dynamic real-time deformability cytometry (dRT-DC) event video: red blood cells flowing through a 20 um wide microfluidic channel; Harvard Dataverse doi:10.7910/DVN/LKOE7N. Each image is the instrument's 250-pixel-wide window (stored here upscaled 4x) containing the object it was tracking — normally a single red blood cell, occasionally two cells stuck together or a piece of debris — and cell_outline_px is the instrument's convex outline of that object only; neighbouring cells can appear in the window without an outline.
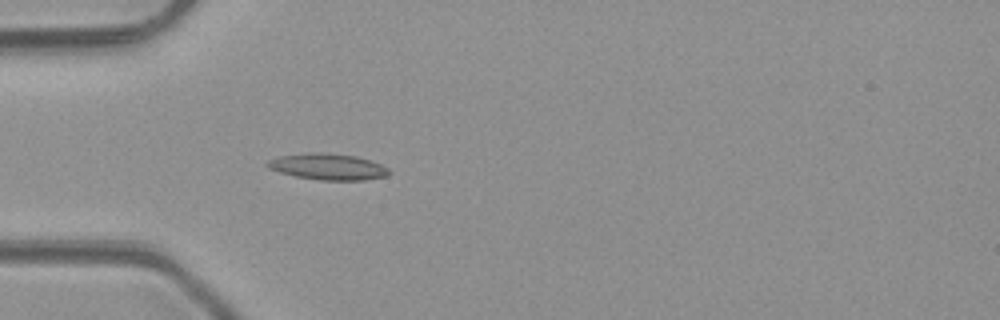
{"species": "common noctule bat (a hibernating species)", "species_latin": "Nyctalus noctula", "temperature_condition": "room temperature", "stored_images_in_passage": 2, "camera_frame_rate_fps": 3000, "um_per_image_px": 0.085, "animal": {"sex": "male", "body_mass_g": 23.1, "forearm_length_mm": 52.7}, "frame": {"image": 1, "passage_image": 2, "time_ms": 1.0, "image_size_px": [1000, 320], "cell_outline_px": [[392, 172], [388, 176], [364, 180], [320, 180], [296, 176], [280, 172], [268, 168], [264, 164], [268, 160], [280, 156], [308, 152], [320, 152], [356, 156], [380, 164], [388, 168]], "centroid_in_image_um": [27.87, 14.17], "position_along_channel_um": 57.1, "area_um2": 18.61}}